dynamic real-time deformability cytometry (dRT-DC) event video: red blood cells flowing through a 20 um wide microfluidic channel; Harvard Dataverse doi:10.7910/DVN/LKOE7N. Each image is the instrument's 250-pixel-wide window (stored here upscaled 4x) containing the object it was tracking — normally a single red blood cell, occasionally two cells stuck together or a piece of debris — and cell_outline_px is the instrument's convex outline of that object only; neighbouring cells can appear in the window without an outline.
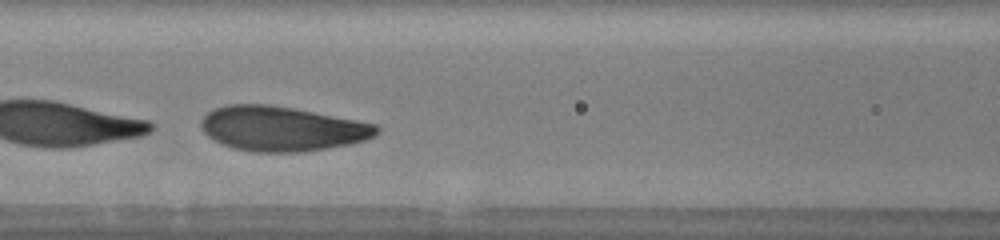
{"species": "human", "species_latin": "Homo sapiens", "temperature_condition": "warm", "stored_images_in_passage": 38, "camera_frame_rate_fps": 3000, "um_per_image_px": 0.085, "donor": {"sex": "male"}, "frame": {"image": 1, "passage_image": 12, "time_ms": 3.667, "image_size_px": [1000, 240], "cell_outline_px": [[380, 128], [372, 136], [364, 140], [348, 144], [328, 148], [304, 152], [252, 152], [232, 148], [208, 136], [204, 132], [200, 124], [200, 120], [208, 112], [216, 108], [228, 104], [268, 104], [292, 108], [356, 120], [376, 124]], "centroid_in_image_um": [23.92, 10.94], "position_along_channel_um": 142.7, "area_um2": 45.43}}
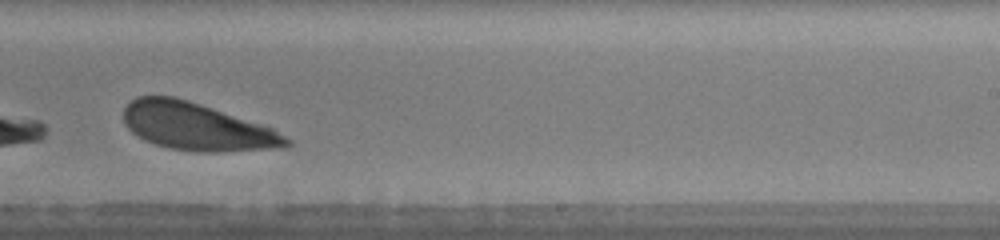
{"frame": {"image": 2, "passage_image": 22, "time_ms": 7.0, "image_size_px": [1000, 240], "cell_outline_px": [[292, 144], [288, 148], [220, 152], [196, 152], [168, 148], [144, 140], [132, 132], [124, 124], [124, 108], [136, 96], [172, 96], [188, 100], [272, 128], [292, 140]], "centroid_in_image_um": [16.75, 10.79], "position_along_channel_um": 272.3, "area_um2": 45.08}, "authors_computed_cell_mechanics": {"area_um2": 45.8932, "velocity_mm_per_s": 3.903, "shape_relaxation_time_tau1_ms": 0.7692, "shape_relaxation_time_tau2_ms": null, "deformation_change_tau1": 0.0846, "deformation_change_tau2": null}}